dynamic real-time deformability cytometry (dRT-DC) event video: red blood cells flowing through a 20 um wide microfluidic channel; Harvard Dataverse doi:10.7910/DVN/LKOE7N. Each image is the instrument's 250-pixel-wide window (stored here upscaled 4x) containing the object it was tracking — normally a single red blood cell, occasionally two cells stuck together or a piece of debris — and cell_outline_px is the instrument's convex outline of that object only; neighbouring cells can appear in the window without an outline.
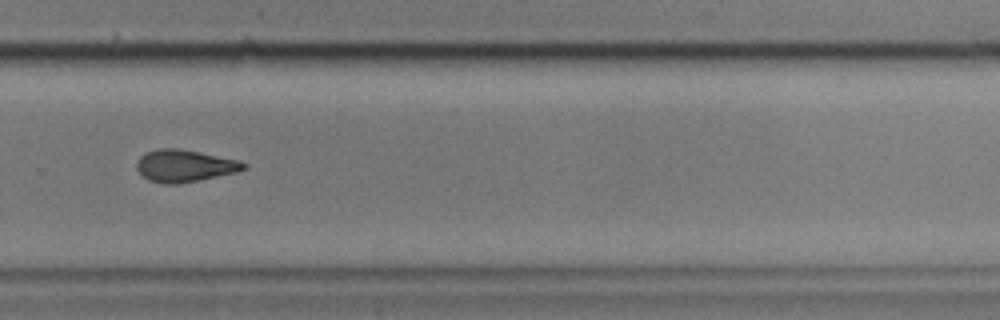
{"species": "common noctule bat (a hibernating species)", "species_latin": "Nyctalus noctula", "temperature_condition": "cold", "stored_images_in_passage": 42, "camera_frame_rate_fps": 3000, "um_per_image_px": 0.085, "animal": {"sex": "male", "body_mass_g": 17.9, "forearm_length_mm": 54.2}, "frame": {"image": 1, "passage_image": 24, "time_ms": 7.667, "image_size_px": [1000, 320], "cell_outline_px": [[248, 168], [236, 172], [200, 180], [176, 184], [164, 184], [148, 180], [136, 168], [136, 164], [140, 156], [148, 152], [160, 148], [180, 148], [240, 160], [248, 164]], "centroid_in_image_um": [15.73, 14.09], "position_along_channel_um": 314.1, "area_um2": 20.11}, "authors_computed_cell_mechanics": {"area_um2": 20.1144, "velocity_mm_per_s": 3.6162, "shape_relaxation_time_tau1_ms": 8.2862, "shape_relaxation_time_tau2_ms": 7.4464, "deformation_change_tau1": 0.181, "deformation_change_tau2": 0.1708}}